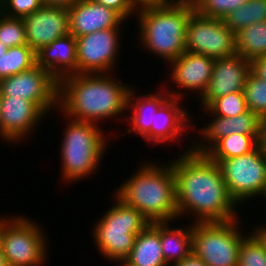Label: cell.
Returning <instances> with one entry per match:
<instances>
[{"mask_svg": "<svg viewBox=\"0 0 266 266\" xmlns=\"http://www.w3.org/2000/svg\"><path fill=\"white\" fill-rule=\"evenodd\" d=\"M251 72V61L239 54L218 58L210 82L200 97V105L206 108L214 99L233 92H243L247 77Z\"/></svg>", "mask_w": 266, "mask_h": 266, "instance_id": "16", "label": "cell"}, {"mask_svg": "<svg viewBox=\"0 0 266 266\" xmlns=\"http://www.w3.org/2000/svg\"><path fill=\"white\" fill-rule=\"evenodd\" d=\"M215 162L237 205L250 201V198L266 197V154L259 146L248 154Z\"/></svg>", "mask_w": 266, "mask_h": 266, "instance_id": "9", "label": "cell"}, {"mask_svg": "<svg viewBox=\"0 0 266 266\" xmlns=\"http://www.w3.org/2000/svg\"><path fill=\"white\" fill-rule=\"evenodd\" d=\"M129 266H168L160 241V222L150 223L136 235L135 243L125 259Z\"/></svg>", "mask_w": 266, "mask_h": 266, "instance_id": "22", "label": "cell"}, {"mask_svg": "<svg viewBox=\"0 0 266 266\" xmlns=\"http://www.w3.org/2000/svg\"><path fill=\"white\" fill-rule=\"evenodd\" d=\"M239 221L193 222L192 252L207 266H238L239 248L247 236Z\"/></svg>", "mask_w": 266, "mask_h": 266, "instance_id": "8", "label": "cell"}, {"mask_svg": "<svg viewBox=\"0 0 266 266\" xmlns=\"http://www.w3.org/2000/svg\"><path fill=\"white\" fill-rule=\"evenodd\" d=\"M27 44L37 53L69 32L68 8L43 5L23 18Z\"/></svg>", "mask_w": 266, "mask_h": 266, "instance_id": "15", "label": "cell"}, {"mask_svg": "<svg viewBox=\"0 0 266 266\" xmlns=\"http://www.w3.org/2000/svg\"><path fill=\"white\" fill-rule=\"evenodd\" d=\"M43 5L42 0H0L1 13L16 18H24Z\"/></svg>", "mask_w": 266, "mask_h": 266, "instance_id": "33", "label": "cell"}, {"mask_svg": "<svg viewBox=\"0 0 266 266\" xmlns=\"http://www.w3.org/2000/svg\"><path fill=\"white\" fill-rule=\"evenodd\" d=\"M236 53L249 61L266 55V21L247 26L236 33Z\"/></svg>", "mask_w": 266, "mask_h": 266, "instance_id": "25", "label": "cell"}, {"mask_svg": "<svg viewBox=\"0 0 266 266\" xmlns=\"http://www.w3.org/2000/svg\"><path fill=\"white\" fill-rule=\"evenodd\" d=\"M0 42L8 48L27 45L23 18L0 13Z\"/></svg>", "mask_w": 266, "mask_h": 266, "instance_id": "30", "label": "cell"}, {"mask_svg": "<svg viewBox=\"0 0 266 266\" xmlns=\"http://www.w3.org/2000/svg\"><path fill=\"white\" fill-rule=\"evenodd\" d=\"M172 266H207L204 261L191 252L187 257H185L180 262L173 264Z\"/></svg>", "mask_w": 266, "mask_h": 266, "instance_id": "37", "label": "cell"}, {"mask_svg": "<svg viewBox=\"0 0 266 266\" xmlns=\"http://www.w3.org/2000/svg\"><path fill=\"white\" fill-rule=\"evenodd\" d=\"M61 116L66 117L67 122L59 156L61 179L69 183L85 180L97 173V168L101 165L107 151V141L109 142L105 136L107 133L103 134L104 131L98 124L73 120L63 114Z\"/></svg>", "mask_w": 266, "mask_h": 266, "instance_id": "5", "label": "cell"}, {"mask_svg": "<svg viewBox=\"0 0 266 266\" xmlns=\"http://www.w3.org/2000/svg\"><path fill=\"white\" fill-rule=\"evenodd\" d=\"M169 3H186L188 4V0H167Z\"/></svg>", "mask_w": 266, "mask_h": 266, "instance_id": "45", "label": "cell"}, {"mask_svg": "<svg viewBox=\"0 0 266 266\" xmlns=\"http://www.w3.org/2000/svg\"><path fill=\"white\" fill-rule=\"evenodd\" d=\"M202 110L209 115L210 122L198 129L197 133L203 139L193 142L191 149L195 152L206 153L218 140L231 134L260 135L261 118L250 110L234 117L216 116L205 108Z\"/></svg>", "mask_w": 266, "mask_h": 266, "instance_id": "17", "label": "cell"}, {"mask_svg": "<svg viewBox=\"0 0 266 266\" xmlns=\"http://www.w3.org/2000/svg\"><path fill=\"white\" fill-rule=\"evenodd\" d=\"M28 216H0V247L9 266H44L48 242L44 228Z\"/></svg>", "mask_w": 266, "mask_h": 266, "instance_id": "7", "label": "cell"}, {"mask_svg": "<svg viewBox=\"0 0 266 266\" xmlns=\"http://www.w3.org/2000/svg\"><path fill=\"white\" fill-rule=\"evenodd\" d=\"M248 0H202L195 8L196 11L209 18L224 19L230 12L239 8Z\"/></svg>", "mask_w": 266, "mask_h": 266, "instance_id": "32", "label": "cell"}, {"mask_svg": "<svg viewBox=\"0 0 266 266\" xmlns=\"http://www.w3.org/2000/svg\"><path fill=\"white\" fill-rule=\"evenodd\" d=\"M121 29H104L76 37L77 74L113 73L122 49Z\"/></svg>", "mask_w": 266, "mask_h": 266, "instance_id": "12", "label": "cell"}, {"mask_svg": "<svg viewBox=\"0 0 266 266\" xmlns=\"http://www.w3.org/2000/svg\"><path fill=\"white\" fill-rule=\"evenodd\" d=\"M252 234L257 238V240L265 247L266 250V224L263 226L256 227L254 230H251Z\"/></svg>", "mask_w": 266, "mask_h": 266, "instance_id": "39", "label": "cell"}, {"mask_svg": "<svg viewBox=\"0 0 266 266\" xmlns=\"http://www.w3.org/2000/svg\"><path fill=\"white\" fill-rule=\"evenodd\" d=\"M251 71L266 81V55L257 57L251 61Z\"/></svg>", "mask_w": 266, "mask_h": 266, "instance_id": "35", "label": "cell"}, {"mask_svg": "<svg viewBox=\"0 0 266 266\" xmlns=\"http://www.w3.org/2000/svg\"><path fill=\"white\" fill-rule=\"evenodd\" d=\"M173 222H160V241L168 266L180 262L192 252V220L187 227H169Z\"/></svg>", "mask_w": 266, "mask_h": 266, "instance_id": "23", "label": "cell"}, {"mask_svg": "<svg viewBox=\"0 0 266 266\" xmlns=\"http://www.w3.org/2000/svg\"><path fill=\"white\" fill-rule=\"evenodd\" d=\"M181 100L169 97L158 108L151 125V144L170 143L171 145V143L176 142L182 143V138H185L188 134L186 133V130L189 131L188 128L193 126L196 130V125L190 121L192 120L190 114H188L190 112L181 105Z\"/></svg>", "mask_w": 266, "mask_h": 266, "instance_id": "19", "label": "cell"}, {"mask_svg": "<svg viewBox=\"0 0 266 266\" xmlns=\"http://www.w3.org/2000/svg\"><path fill=\"white\" fill-rule=\"evenodd\" d=\"M238 266H266L265 247L251 232L239 248Z\"/></svg>", "mask_w": 266, "mask_h": 266, "instance_id": "31", "label": "cell"}, {"mask_svg": "<svg viewBox=\"0 0 266 266\" xmlns=\"http://www.w3.org/2000/svg\"><path fill=\"white\" fill-rule=\"evenodd\" d=\"M171 162L175 177L178 219L193 216V222L236 220V203L230 197L218 164L192 144ZM188 212V213H187Z\"/></svg>", "mask_w": 266, "mask_h": 266, "instance_id": "1", "label": "cell"}, {"mask_svg": "<svg viewBox=\"0 0 266 266\" xmlns=\"http://www.w3.org/2000/svg\"><path fill=\"white\" fill-rule=\"evenodd\" d=\"M94 3L104 5L118 12L125 20L135 17L136 10L132 6L130 0H92Z\"/></svg>", "mask_w": 266, "mask_h": 266, "instance_id": "34", "label": "cell"}, {"mask_svg": "<svg viewBox=\"0 0 266 266\" xmlns=\"http://www.w3.org/2000/svg\"><path fill=\"white\" fill-rule=\"evenodd\" d=\"M36 64V52L28 44L11 47L0 56V80L26 71Z\"/></svg>", "mask_w": 266, "mask_h": 266, "instance_id": "27", "label": "cell"}, {"mask_svg": "<svg viewBox=\"0 0 266 266\" xmlns=\"http://www.w3.org/2000/svg\"><path fill=\"white\" fill-rule=\"evenodd\" d=\"M186 51L218 59L236 54V34L223 19L209 18L195 11L188 22Z\"/></svg>", "mask_w": 266, "mask_h": 266, "instance_id": "11", "label": "cell"}, {"mask_svg": "<svg viewBox=\"0 0 266 266\" xmlns=\"http://www.w3.org/2000/svg\"><path fill=\"white\" fill-rule=\"evenodd\" d=\"M135 10L145 7L165 6L170 4L167 0H130Z\"/></svg>", "mask_w": 266, "mask_h": 266, "instance_id": "36", "label": "cell"}, {"mask_svg": "<svg viewBox=\"0 0 266 266\" xmlns=\"http://www.w3.org/2000/svg\"><path fill=\"white\" fill-rule=\"evenodd\" d=\"M162 87V88H161ZM158 91L150 94H138L135 87H131L128 93L127 111L131 112L126 117V123L131 128L127 133H136L151 144V125L158 108L170 97L164 85ZM137 94V95H136ZM139 95V96H138Z\"/></svg>", "mask_w": 266, "mask_h": 266, "instance_id": "20", "label": "cell"}, {"mask_svg": "<svg viewBox=\"0 0 266 266\" xmlns=\"http://www.w3.org/2000/svg\"><path fill=\"white\" fill-rule=\"evenodd\" d=\"M77 1L78 0H42L44 5L64 6L66 8L73 5Z\"/></svg>", "mask_w": 266, "mask_h": 266, "instance_id": "40", "label": "cell"}, {"mask_svg": "<svg viewBox=\"0 0 266 266\" xmlns=\"http://www.w3.org/2000/svg\"><path fill=\"white\" fill-rule=\"evenodd\" d=\"M113 76V73L72 74L60 79L58 113L98 125L107 118L112 120V117L126 121L131 87Z\"/></svg>", "mask_w": 266, "mask_h": 266, "instance_id": "2", "label": "cell"}, {"mask_svg": "<svg viewBox=\"0 0 266 266\" xmlns=\"http://www.w3.org/2000/svg\"><path fill=\"white\" fill-rule=\"evenodd\" d=\"M259 135L231 134L218 140L206 154L214 161H222L250 153L258 146Z\"/></svg>", "mask_w": 266, "mask_h": 266, "instance_id": "24", "label": "cell"}, {"mask_svg": "<svg viewBox=\"0 0 266 266\" xmlns=\"http://www.w3.org/2000/svg\"><path fill=\"white\" fill-rule=\"evenodd\" d=\"M210 114L221 117H234L248 111L243 92H233L214 99L206 108Z\"/></svg>", "mask_w": 266, "mask_h": 266, "instance_id": "29", "label": "cell"}, {"mask_svg": "<svg viewBox=\"0 0 266 266\" xmlns=\"http://www.w3.org/2000/svg\"><path fill=\"white\" fill-rule=\"evenodd\" d=\"M108 261L110 262H114V264L115 263H117V264H119V266H129V264L127 263V261L126 260H110V259H108Z\"/></svg>", "mask_w": 266, "mask_h": 266, "instance_id": "42", "label": "cell"}, {"mask_svg": "<svg viewBox=\"0 0 266 266\" xmlns=\"http://www.w3.org/2000/svg\"><path fill=\"white\" fill-rule=\"evenodd\" d=\"M214 61L215 59L203 54L185 51L167 65L168 67L171 66L170 74L168 75L170 76V81H172L171 83L177 85L178 92L174 89H169L168 85L164 86L165 90L170 97L178 99H182L184 94L192 93V91H195V94L198 93L201 97L210 82ZM181 89H184L186 93H183Z\"/></svg>", "mask_w": 266, "mask_h": 266, "instance_id": "13", "label": "cell"}, {"mask_svg": "<svg viewBox=\"0 0 266 266\" xmlns=\"http://www.w3.org/2000/svg\"><path fill=\"white\" fill-rule=\"evenodd\" d=\"M111 198H114V205L94 222L93 238L103 258L125 260L134 246L136 235L150 222L115 194Z\"/></svg>", "mask_w": 266, "mask_h": 266, "instance_id": "6", "label": "cell"}, {"mask_svg": "<svg viewBox=\"0 0 266 266\" xmlns=\"http://www.w3.org/2000/svg\"><path fill=\"white\" fill-rule=\"evenodd\" d=\"M195 11V7L186 3L136 10L140 45L168 65L186 51L187 25Z\"/></svg>", "mask_w": 266, "mask_h": 266, "instance_id": "4", "label": "cell"}, {"mask_svg": "<svg viewBox=\"0 0 266 266\" xmlns=\"http://www.w3.org/2000/svg\"><path fill=\"white\" fill-rule=\"evenodd\" d=\"M8 47L5 45V44H2L1 42H0V56L1 55H4V53H6L7 51H8Z\"/></svg>", "mask_w": 266, "mask_h": 266, "instance_id": "43", "label": "cell"}, {"mask_svg": "<svg viewBox=\"0 0 266 266\" xmlns=\"http://www.w3.org/2000/svg\"><path fill=\"white\" fill-rule=\"evenodd\" d=\"M37 65L48 70L58 81L77 74L76 38L68 34L54 40L36 53Z\"/></svg>", "mask_w": 266, "mask_h": 266, "instance_id": "21", "label": "cell"}, {"mask_svg": "<svg viewBox=\"0 0 266 266\" xmlns=\"http://www.w3.org/2000/svg\"><path fill=\"white\" fill-rule=\"evenodd\" d=\"M48 117L34 102L16 97H0V139L20 143L36 131Z\"/></svg>", "mask_w": 266, "mask_h": 266, "instance_id": "14", "label": "cell"}, {"mask_svg": "<svg viewBox=\"0 0 266 266\" xmlns=\"http://www.w3.org/2000/svg\"><path fill=\"white\" fill-rule=\"evenodd\" d=\"M69 32L75 38L96 31L120 28L126 21L115 10L92 0H78L68 7Z\"/></svg>", "mask_w": 266, "mask_h": 266, "instance_id": "18", "label": "cell"}, {"mask_svg": "<svg viewBox=\"0 0 266 266\" xmlns=\"http://www.w3.org/2000/svg\"><path fill=\"white\" fill-rule=\"evenodd\" d=\"M258 146L266 154V116L260 121V135L258 139Z\"/></svg>", "mask_w": 266, "mask_h": 266, "instance_id": "38", "label": "cell"}, {"mask_svg": "<svg viewBox=\"0 0 266 266\" xmlns=\"http://www.w3.org/2000/svg\"><path fill=\"white\" fill-rule=\"evenodd\" d=\"M114 193L126 205L136 208L150 223L178 220L175 177L171 162H143Z\"/></svg>", "mask_w": 266, "mask_h": 266, "instance_id": "3", "label": "cell"}, {"mask_svg": "<svg viewBox=\"0 0 266 266\" xmlns=\"http://www.w3.org/2000/svg\"><path fill=\"white\" fill-rule=\"evenodd\" d=\"M202 0H188V4L192 7H196Z\"/></svg>", "mask_w": 266, "mask_h": 266, "instance_id": "44", "label": "cell"}, {"mask_svg": "<svg viewBox=\"0 0 266 266\" xmlns=\"http://www.w3.org/2000/svg\"><path fill=\"white\" fill-rule=\"evenodd\" d=\"M0 266H9L1 247H0Z\"/></svg>", "mask_w": 266, "mask_h": 266, "instance_id": "41", "label": "cell"}, {"mask_svg": "<svg viewBox=\"0 0 266 266\" xmlns=\"http://www.w3.org/2000/svg\"><path fill=\"white\" fill-rule=\"evenodd\" d=\"M243 93L248 110L260 118L266 116V81L259 78L252 71L249 73Z\"/></svg>", "mask_w": 266, "mask_h": 266, "instance_id": "28", "label": "cell"}, {"mask_svg": "<svg viewBox=\"0 0 266 266\" xmlns=\"http://www.w3.org/2000/svg\"><path fill=\"white\" fill-rule=\"evenodd\" d=\"M223 20L235 34L247 26L264 22L266 21V0H248Z\"/></svg>", "mask_w": 266, "mask_h": 266, "instance_id": "26", "label": "cell"}, {"mask_svg": "<svg viewBox=\"0 0 266 266\" xmlns=\"http://www.w3.org/2000/svg\"><path fill=\"white\" fill-rule=\"evenodd\" d=\"M59 81L37 64L0 80V97H16L34 102L46 115L58 108Z\"/></svg>", "mask_w": 266, "mask_h": 266, "instance_id": "10", "label": "cell"}]
</instances>
